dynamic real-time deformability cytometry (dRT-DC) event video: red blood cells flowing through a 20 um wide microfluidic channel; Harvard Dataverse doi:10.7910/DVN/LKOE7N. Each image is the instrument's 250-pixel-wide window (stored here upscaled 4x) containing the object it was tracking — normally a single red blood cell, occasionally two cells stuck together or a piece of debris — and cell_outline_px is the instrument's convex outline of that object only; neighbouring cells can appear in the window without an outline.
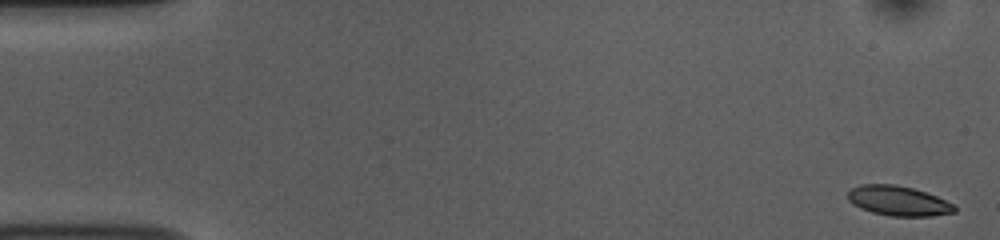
{"species": "common noctule bat (a hibernating species)", "species_latin": "Nyctalus noctula", "temperature_condition": "room temperature", "stored_images_in_passage": 53, "camera_frame_rate_fps": 3000, "um_per_image_px": 0.085, "animal": {"sex": "female", "body_mass_g": 10.0, "forearm_length_mm": 53.1}, "frame": {"image": 1, "passage_image": 1, "time_ms": 0.0, "image_size_px": [1000, 240], "cell_outline_px": [[956, 212], [932, 216], [892, 216], [872, 212], [860, 208], [852, 204], [848, 200], [848, 192], [852, 188], [860, 184], [896, 184], [912, 188], [936, 196], [956, 204]], "centroid_in_image_um": [76.37, 17.07], "position_along_channel_um": 8.6, "area_um2": 18.61}}
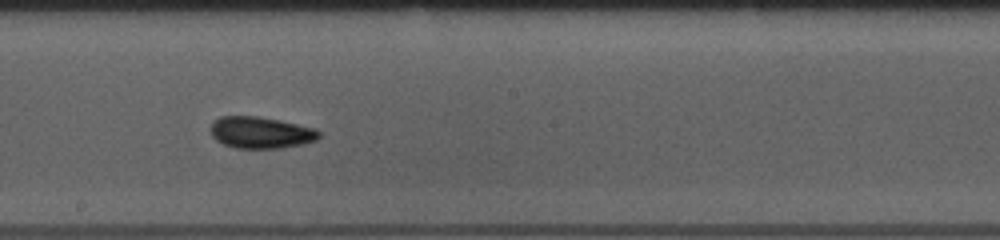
{"frame": {"image": 2, "passage_image": 29, "time_ms": 9.333, "image_size_px": [1000, 240], "cell_outline_px": [[320, 136], [316, 140], [304, 144], [280, 148], [236, 148], [224, 144], [216, 140], [212, 136], [208, 128], [212, 120], [220, 116], [256, 116], [280, 120], [316, 128], [320, 132]], "centroid_in_image_um": [22.13, 11.26], "position_along_channel_um": 226.1, "area_um2": 20.29}}
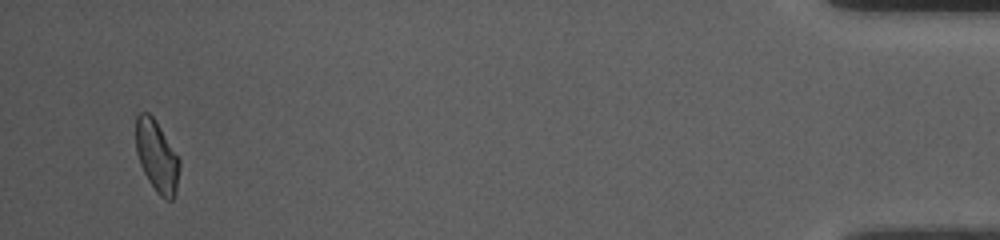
{"frame": {"image": 3, "passage_image": 51, "time_ms": 16.667, "image_size_px": [1000, 240], "cell_outline_px": [[180, 168], [176, 192], [172, 200], [164, 200], [156, 192], [148, 180], [140, 164], [136, 152], [136, 116], [140, 112], [148, 112], [156, 120], [180, 160]], "centroid_in_image_um": [13.33, 13.3], "position_along_channel_um": 421.9, "area_um2": 18.26}, "authors_computed_cell_mechanics": {"area_um2": 18.9584, "velocity_mm_per_s": 3.7454, "shape_relaxation_time_tau1_ms": 4.4197, "shape_relaxation_time_tau2_ms": 4.0756, "deformation_change_tau1": 0.0907, "deformation_change_tau2": 0.0992}}